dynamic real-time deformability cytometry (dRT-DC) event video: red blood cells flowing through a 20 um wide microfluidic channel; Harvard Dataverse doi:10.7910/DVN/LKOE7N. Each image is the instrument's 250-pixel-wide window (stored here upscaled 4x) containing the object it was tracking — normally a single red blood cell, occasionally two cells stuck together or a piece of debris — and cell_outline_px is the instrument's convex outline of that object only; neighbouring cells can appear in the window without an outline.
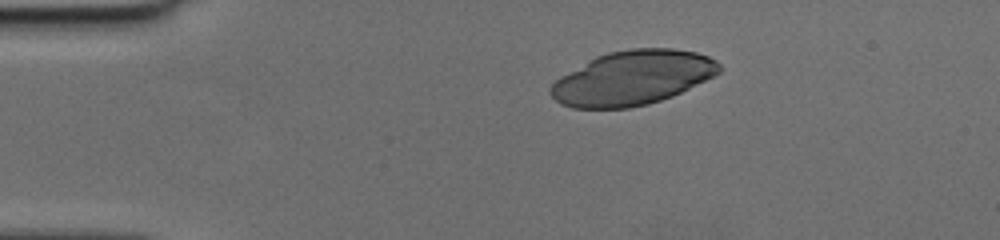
{"species": "human", "species_latin": "Homo sapiens", "temperature_condition": "cold", "stored_images_in_passage": 41, "camera_frame_rate_fps": 3000, "um_per_image_px": 0.085, "donor": {"sex": "female"}, "frame": {"image": 1, "passage_image": 1, "time_ms": 0.0, "image_size_px": [1000, 240], "cell_outline_px": [[720, 72], [672, 96], [648, 104], [628, 108], [572, 108], [560, 104], [548, 92], [548, 88], [560, 76], [588, 60], [596, 56], [608, 52], [632, 48], [672, 48], [696, 52], [708, 56], [716, 60], [720, 64]], "centroid_in_image_um": [53.72, 6.62], "position_along_channel_um": 31.3, "area_um2": 53.23}}